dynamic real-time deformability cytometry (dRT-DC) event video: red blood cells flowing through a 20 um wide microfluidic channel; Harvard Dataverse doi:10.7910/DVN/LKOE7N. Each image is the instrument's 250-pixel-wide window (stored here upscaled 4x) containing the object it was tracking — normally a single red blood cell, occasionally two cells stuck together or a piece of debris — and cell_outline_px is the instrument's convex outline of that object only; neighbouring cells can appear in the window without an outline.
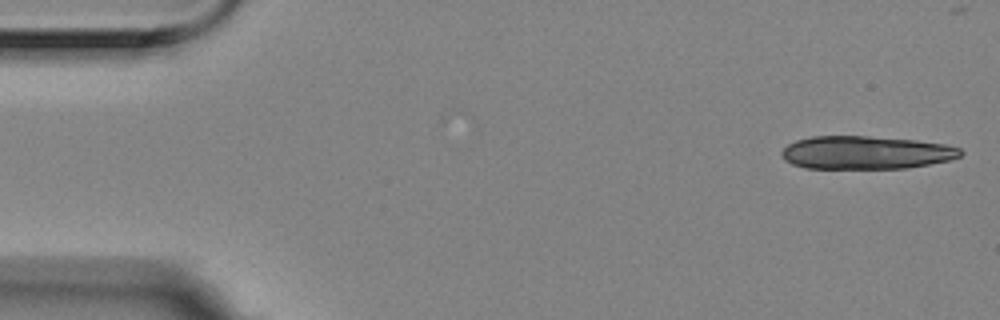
{"species": "Egyptian fruit bat (a non-hibernating species)", "species_latin": "Rousettus aegyptiacus", "temperature_condition": "room temperature", "stored_images_in_passage": 5, "camera_frame_rate_fps": 3000, "um_per_image_px": 0.085, "animal": {"sex": "female"}, "frame": {"image": 1, "passage_image": 1, "time_ms": 0.0, "image_size_px": [1000, 320], "cell_outline_px": [[964, 152], [960, 156], [948, 160], [908, 168], [804, 168], [792, 164], [784, 160], [780, 156], [780, 152], [788, 144], [796, 140], [812, 136], [868, 136], [916, 140], [944, 144], [960, 148]], "centroid_in_image_um": [73.56, 12.96], "position_along_channel_um": 11.4, "area_um2": 34.56}}